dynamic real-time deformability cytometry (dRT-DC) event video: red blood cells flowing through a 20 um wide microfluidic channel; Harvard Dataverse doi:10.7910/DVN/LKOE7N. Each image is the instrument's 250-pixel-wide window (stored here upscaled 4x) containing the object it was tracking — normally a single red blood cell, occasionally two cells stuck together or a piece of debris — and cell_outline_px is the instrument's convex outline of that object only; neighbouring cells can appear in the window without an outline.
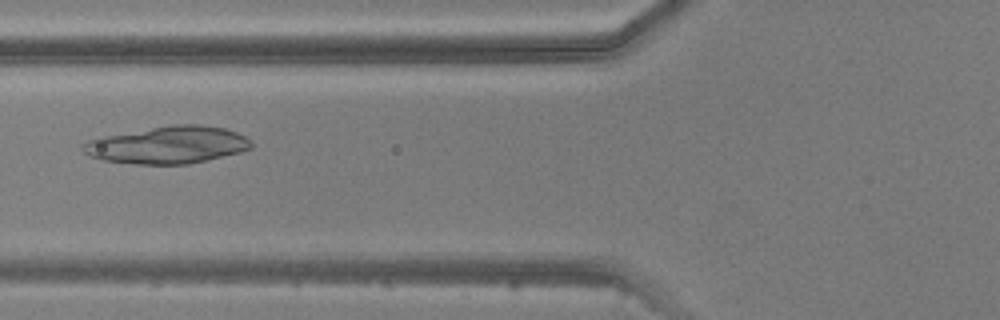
{"species": "common noctule bat (a hibernating species)", "species_latin": "Nyctalus noctula", "temperature_condition": "warm", "stored_images_in_passage": 4, "camera_frame_rate_fps": 3000, "um_per_image_px": 0.085, "animal": {"sex": "male", "body_mass_g": 20.5, "forearm_length_mm": 52.5}, "frame": {"image": 1, "passage_image": 3, "time_ms": 2.667, "image_size_px": [1000, 320], "cell_outline_px": [[252, 148], [240, 152], [188, 164], [136, 164], [104, 160], [88, 156], [80, 148], [80, 144], [88, 140], [100, 136], [172, 124], [196, 124], [224, 128], [236, 132], [252, 140]], "centroid_in_image_um": [14.22, 12.31], "position_along_channel_um": 111.6, "area_um2": 36.7}}
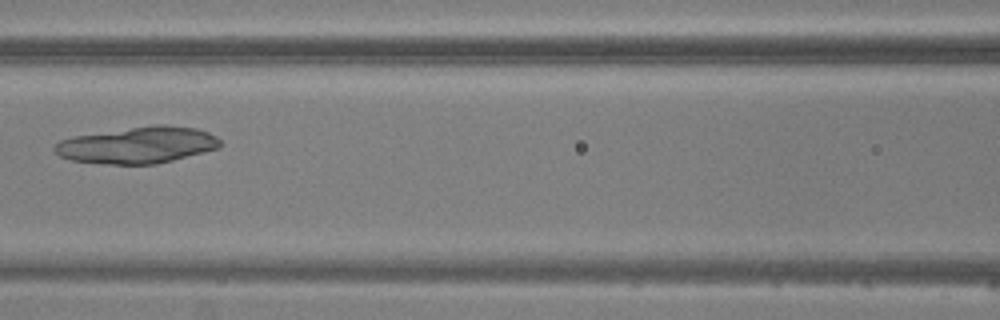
{"frame": {"image": 2, "passage_image": 4, "time_ms": 3.667, "image_size_px": [1000, 320], "cell_outline_px": [[220, 148], [156, 164], [108, 164], [72, 160], [60, 156], [52, 148], [60, 140], [76, 136], [156, 124], [164, 124], [196, 128], [208, 132], [216, 136], [220, 140]], "centroid_in_image_um": [11.74, 12.33], "position_along_channel_um": 154.9, "area_um2": 34.91}}